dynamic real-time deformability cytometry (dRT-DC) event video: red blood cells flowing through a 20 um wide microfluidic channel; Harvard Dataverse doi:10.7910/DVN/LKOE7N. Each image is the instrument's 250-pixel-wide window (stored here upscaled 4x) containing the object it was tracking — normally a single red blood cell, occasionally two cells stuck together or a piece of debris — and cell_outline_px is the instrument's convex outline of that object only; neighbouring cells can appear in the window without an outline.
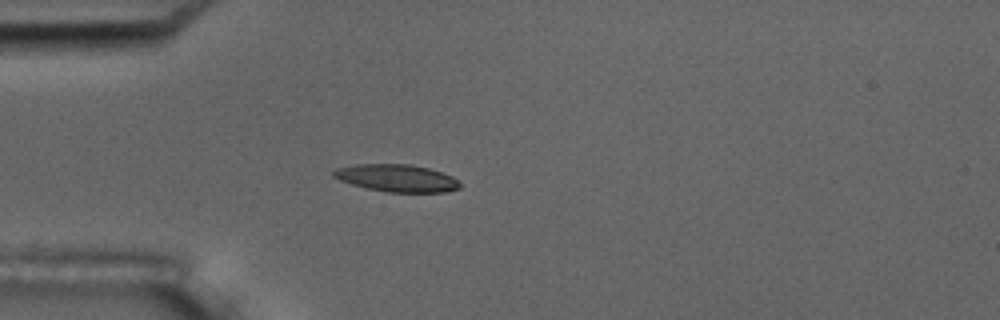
{"species": "common noctule bat (a hibernating species)", "species_latin": "Nyctalus noctula", "temperature_condition": "room temperature", "stored_images_in_passage": 5, "camera_frame_rate_fps": 3000, "um_per_image_px": 0.085, "animal": {"sex": "male", "body_mass_g": 17.5, "forearm_length_mm": 52.3}, "frame": {"image": 1, "passage_image": 4, "time_ms": 4.333, "image_size_px": [1000, 320], "cell_outline_px": [[460, 188], [448, 192], [388, 192], [368, 188], [352, 184], [340, 180], [332, 176], [332, 172], [336, 168], [356, 164], [408, 164], [428, 168], [452, 176], [460, 184]], "centroid_in_image_um": [33.72, 15.14], "position_along_channel_um": 51.3, "area_um2": 20.0}}